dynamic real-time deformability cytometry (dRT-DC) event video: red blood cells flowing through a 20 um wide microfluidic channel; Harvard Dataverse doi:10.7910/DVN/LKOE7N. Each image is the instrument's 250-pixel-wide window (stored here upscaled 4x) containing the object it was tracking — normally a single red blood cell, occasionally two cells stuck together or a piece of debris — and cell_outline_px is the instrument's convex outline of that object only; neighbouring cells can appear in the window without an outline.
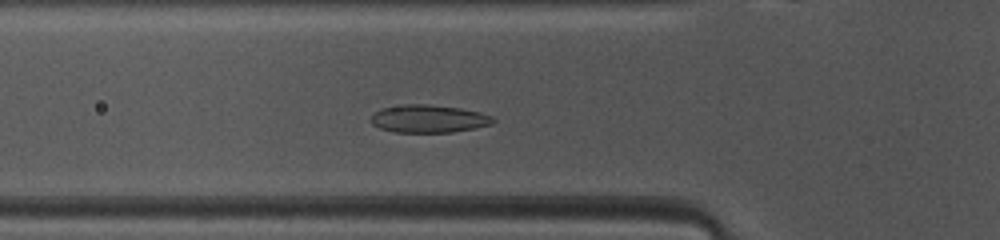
{"species": "common noctule bat (a hibernating species)", "species_latin": "Nyctalus noctula", "temperature_condition": "warm", "stored_images_in_passage": 38, "camera_frame_rate_fps": 3000, "um_per_image_px": 0.085, "animal": {"sex": "female", "body_mass_g": 10.0, "forearm_length_mm": 53.1}, "frame": {"image": 1, "passage_image": 6, "time_ms": 1.667, "image_size_px": [1000, 240], "cell_outline_px": [[496, 120], [492, 124], [452, 132], [396, 132], [380, 128], [372, 124], [372, 116], [380, 108], [404, 104], [428, 104], [460, 108], [480, 112], [492, 116]], "centroid_in_image_um": [36.44, 10.08], "position_along_channel_um": 89.4, "area_um2": 19.65}}
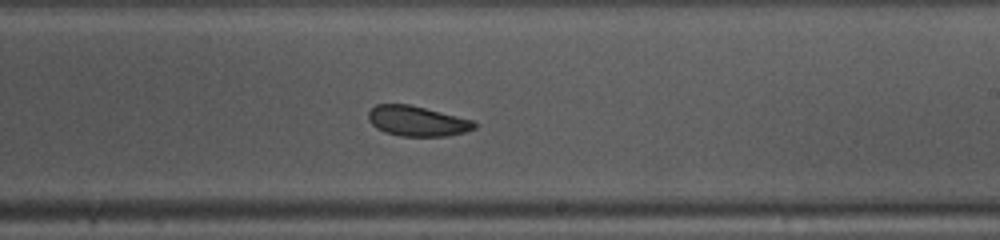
{"frame": {"image": 2, "passage_image": 18, "time_ms": 5.667, "image_size_px": [1000, 240], "cell_outline_px": [[476, 128], [464, 132], [448, 136], [400, 136], [384, 132], [376, 128], [368, 120], [368, 112], [376, 104], [408, 104], [472, 120], [476, 124]], "centroid_in_image_um": [35.42, 10.3], "position_along_channel_um": 253.6, "area_um2": 18.5}}
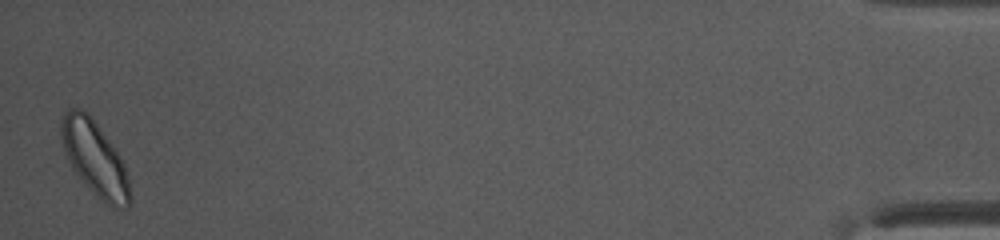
{"frame": {"image": 3, "passage_image": 38, "time_ms": 12.333, "image_size_px": [1000, 240], "cell_outline_px": [[132, 200], [128, 208], [112, 208], [96, 196], [72, 168], [68, 160], [60, 136], [60, 120], [64, 112], [68, 108], [80, 108], [88, 112], [112, 144], [120, 156], [124, 164], [128, 176], [132, 196]], "centroid_in_image_um": [8.07, 13.47], "position_along_channel_um": 427.1, "area_um2": 30.11}, "authors_computed_cell_mechanics": {"area_um2": 19.6231, "velocity_mm_per_s": 4.0907, "shape_relaxation_time_tau1_ms": 1.9046, "shape_relaxation_time_tau2_ms": 0.9765, "deformation_change_tau1": 0.1006, "deformation_change_tau2": 0.0686}}